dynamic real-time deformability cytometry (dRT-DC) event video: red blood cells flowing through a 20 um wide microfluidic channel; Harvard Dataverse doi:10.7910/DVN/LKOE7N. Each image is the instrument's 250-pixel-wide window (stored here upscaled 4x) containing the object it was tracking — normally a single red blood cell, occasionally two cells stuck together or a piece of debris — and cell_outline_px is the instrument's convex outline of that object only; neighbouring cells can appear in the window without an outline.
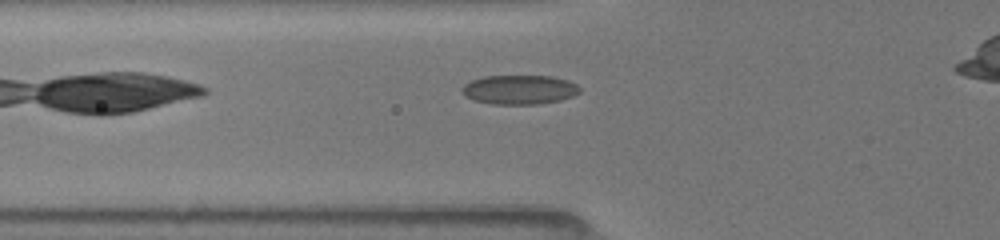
{"species": "common noctule bat (a hibernating species)", "species_latin": "Nyctalus noctula", "temperature_condition": "room temperature", "stored_images_in_passage": 31, "camera_frame_rate_fps": 3000, "um_per_image_px": 0.085, "animal": {"sex": "female", "body_mass_g": 19.5, "forearm_length_mm": 54.1}, "frame": {"image": 1, "passage_image": 2, "time_ms": 0.333, "image_size_px": [1000, 240], "cell_outline_px": [[580, 92], [572, 96], [560, 100], [540, 104], [492, 104], [472, 100], [464, 96], [460, 92], [460, 88], [464, 84], [472, 80], [484, 76], [552, 76], [568, 80], [576, 84], [580, 88]], "centroid_in_image_um": [44.11, 7.62], "position_along_channel_um": 81.7, "area_um2": 20.29}}
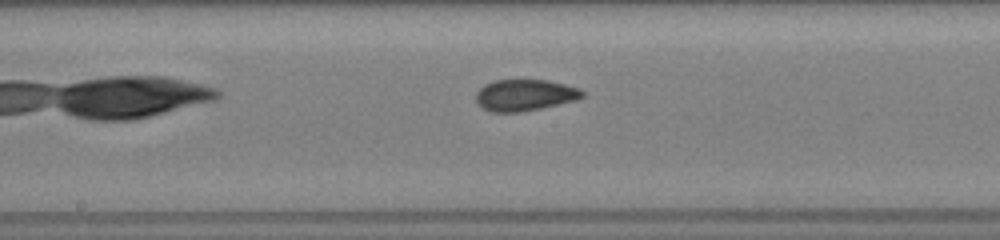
{"frame": {"image": 2, "passage_image": 11, "time_ms": 3.333, "image_size_px": [1000, 240], "cell_outline_px": [[584, 96], [576, 100], [524, 112], [492, 112], [484, 108], [476, 100], [476, 92], [484, 84], [496, 80], [548, 80], [580, 88], [584, 92]], "centroid_in_image_um": [44.62, 8.08], "position_along_channel_um": 203.6, "area_um2": 19.48}}
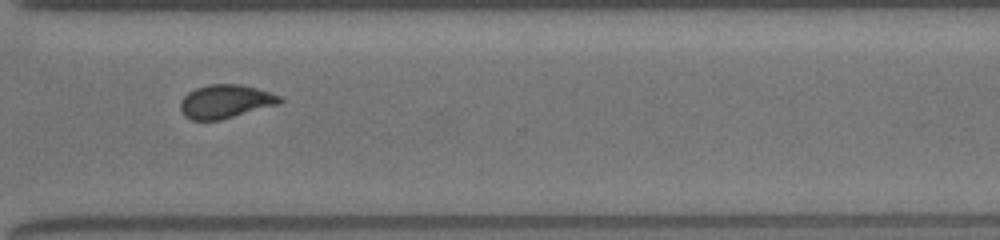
{"frame": {"image": 3, "passage_image": 22, "time_ms": 7.0, "image_size_px": [1000, 240], "cell_outline_px": [[284, 100], [280, 104], [220, 120], [192, 120], [184, 116], [180, 108], [180, 100], [188, 92], [196, 88], [208, 84], [240, 84], [256, 88], [280, 96]], "centroid_in_image_um": [19.15, 8.63], "position_along_channel_um": 351.4, "area_um2": 19.48}, "authors_computed_cell_mechanics": {"area_um2": 19.4786, "velocity_mm_per_s": 4.0366, "shape_relaxation_time_tau1_ms": 7.1428, "shape_relaxation_time_tau2_ms": 1.5056, "deformation_change_tau1": 0.1405, "deformation_change_tau2": 0.0743}}